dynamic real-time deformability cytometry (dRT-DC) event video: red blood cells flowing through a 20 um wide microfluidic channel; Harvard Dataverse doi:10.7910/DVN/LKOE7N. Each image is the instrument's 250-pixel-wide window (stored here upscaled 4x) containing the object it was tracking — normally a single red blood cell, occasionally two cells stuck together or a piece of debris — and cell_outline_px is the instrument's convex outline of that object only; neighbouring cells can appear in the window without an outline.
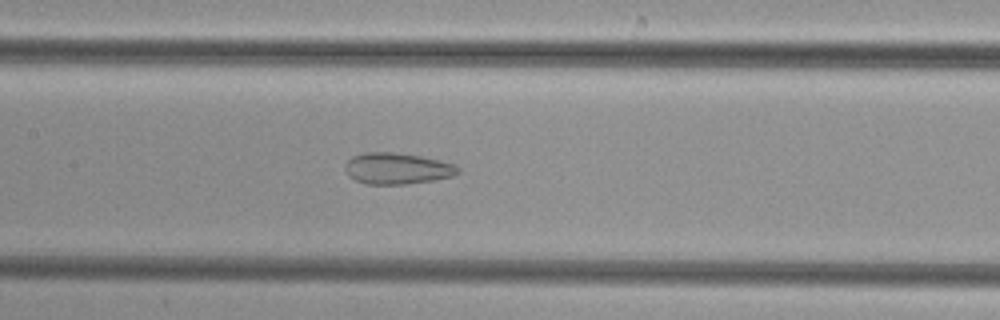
{"species": "common noctule bat (a hibernating species)", "species_latin": "Nyctalus noctula", "temperature_condition": "cold", "stored_images_in_passage": 50, "camera_frame_rate_fps": 3000, "um_per_image_px": 0.085, "animal": {"sex": "female", "body_mass_g": 29.2, "forearm_length_mm": 56.3}, "frame": {"image": 1, "passage_image": 24, "time_ms": 7.667, "image_size_px": [1000, 320], "cell_outline_px": [[460, 172], [452, 176], [436, 180], [408, 184], [364, 184], [348, 176], [344, 168], [348, 160], [352, 156], [364, 152], [396, 152], [420, 156], [440, 160], [456, 164], [460, 168]], "centroid_in_image_um": [33.77, 14.32], "position_along_channel_um": 173.6, "area_um2": 20.87}}
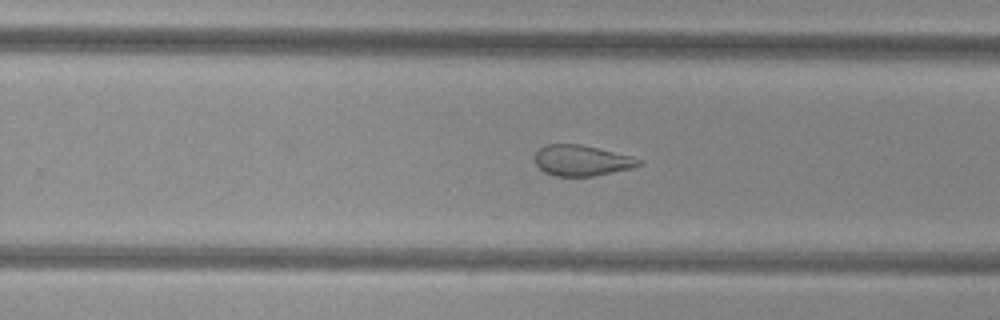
{"frame": {"image": 2, "passage_image": 32, "time_ms": 10.333, "image_size_px": [1000, 320], "cell_outline_px": [[644, 164], [632, 168], [596, 176], [556, 176], [544, 172], [536, 164], [532, 156], [540, 148], [548, 144], [580, 144], [644, 160]], "centroid_in_image_um": [49.43, 13.65], "position_along_channel_um": 280.4, "area_um2": 18.61}}
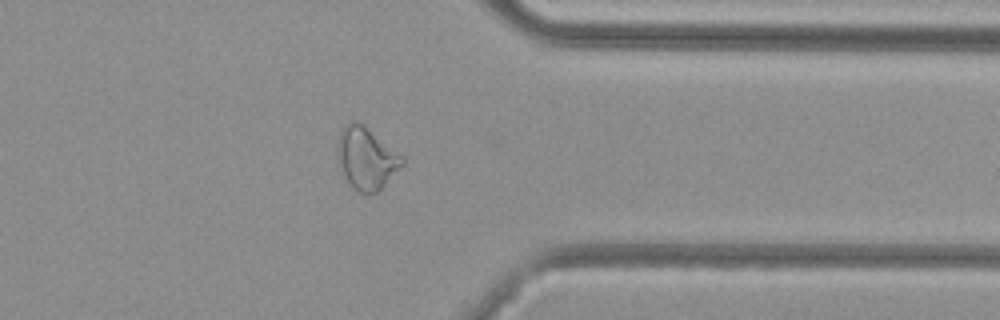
{"frame": {"image": 3, "passage_image": 40, "time_ms": 13.0, "image_size_px": [1000, 320], "cell_outline_px": [[404, 164], [376, 192], [360, 192], [352, 188], [340, 164], [336, 148], [336, 144], [340, 132], [352, 120], [356, 120], [364, 124], [404, 156]], "centroid_in_image_um": [31.16, 13.4], "position_along_channel_um": 380.2, "area_um2": 23.06}}